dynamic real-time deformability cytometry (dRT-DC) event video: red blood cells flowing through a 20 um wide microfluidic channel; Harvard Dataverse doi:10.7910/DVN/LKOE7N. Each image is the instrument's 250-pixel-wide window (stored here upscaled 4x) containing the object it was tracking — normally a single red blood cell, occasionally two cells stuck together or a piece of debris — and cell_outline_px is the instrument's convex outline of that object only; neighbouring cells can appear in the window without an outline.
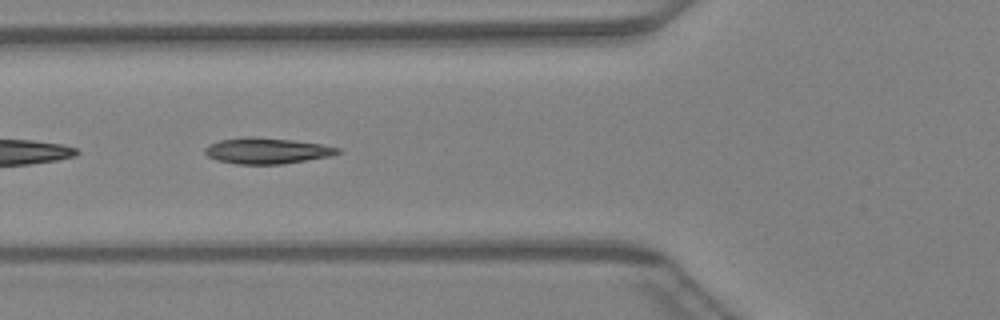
{"species": "Egyptian fruit bat (a non-hibernating species)", "species_latin": "Rousettus aegyptiacus", "temperature_condition": "warm", "stored_images_in_passage": 20, "camera_frame_rate_fps": 3000, "um_per_image_px": 0.085, "animal": {"sex": "female"}, "frame": {"image": 1, "passage_image": 6, "time_ms": 1.667, "image_size_px": [1000, 320], "cell_outline_px": [[344, 152], [332, 156], [284, 164], [236, 164], [216, 160], [208, 156], [204, 152], [204, 148], [208, 144], [220, 140], [244, 136], [256, 136], [292, 140], [320, 144], [340, 148]], "centroid_in_image_um": [22.69, 12.81], "position_along_channel_um": 103.1, "area_um2": 20.4}}
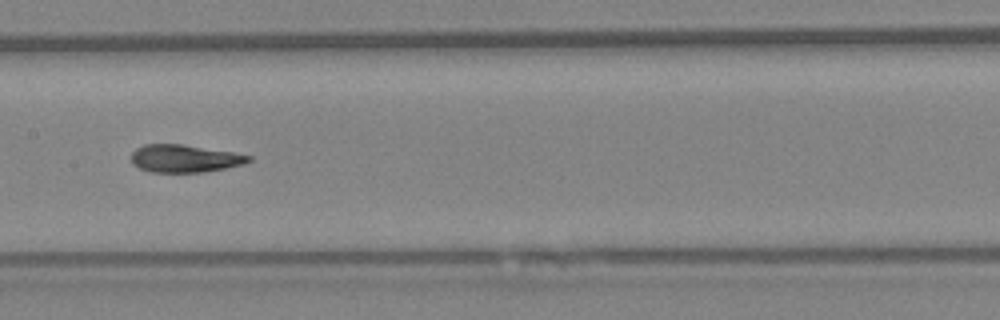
{"frame": {"image": 2, "passage_image": 12, "time_ms": 3.667, "image_size_px": [1000, 320], "cell_outline_px": [[252, 160], [244, 164], [204, 172], [152, 172], [140, 168], [132, 164], [132, 152], [136, 148], [144, 144], [184, 144], [232, 152], [252, 156]], "centroid_in_image_um": [15.69, 13.46], "position_along_channel_um": 191.7, "area_um2": 18.9}}
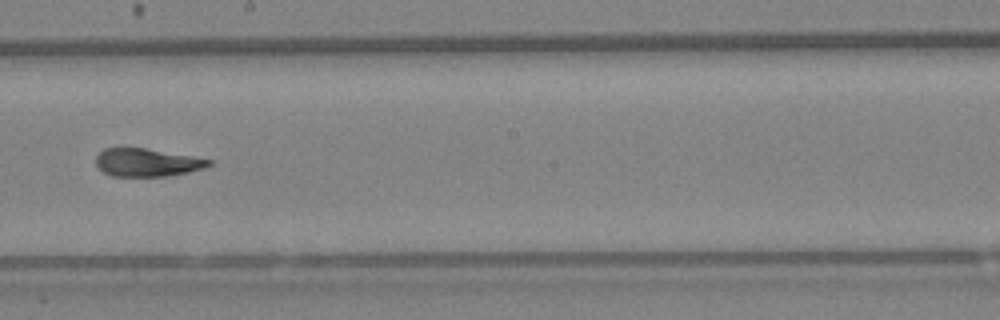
{"frame": {"image": 3, "passage_image": 15, "time_ms": 4.667, "image_size_px": [1000, 320], "cell_outline_px": [[212, 164], [204, 168], [188, 172], [164, 176], [112, 176], [104, 172], [96, 164], [96, 156], [104, 148], [144, 148], [192, 156], [212, 160]], "centroid_in_image_um": [12.5, 13.81], "position_along_channel_um": 235.7, "area_um2": 18.21}}